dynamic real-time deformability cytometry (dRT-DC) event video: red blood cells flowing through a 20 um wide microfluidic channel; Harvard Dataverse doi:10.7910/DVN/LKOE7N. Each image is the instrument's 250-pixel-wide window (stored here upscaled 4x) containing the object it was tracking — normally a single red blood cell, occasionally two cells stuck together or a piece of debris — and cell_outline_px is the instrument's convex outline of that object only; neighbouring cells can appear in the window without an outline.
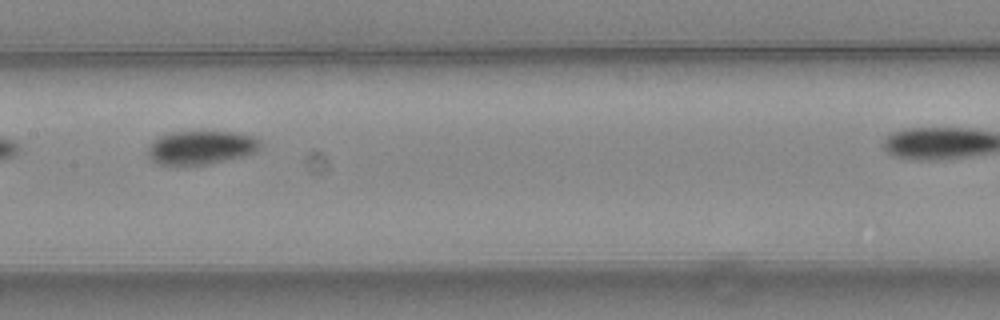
{"species": "common noctule bat (a hibernating species)", "species_latin": "Nyctalus noctula", "temperature_condition": "warm", "stored_images_in_passage": 9, "camera_frame_rate_fps": 3000, "um_per_image_px": 0.085, "animal": {"sex": "female", "body_mass_g": 24.6, "forearm_length_mm": 56.2}, "frame": {"image": 1, "passage_image": 7, "time_ms": 2.0, "image_size_px": [1000, 320], "cell_outline_px": [[260, 148], [256, 152], [248, 156], [208, 164], [156, 164], [148, 156], [148, 144], [160, 136], [172, 132], [236, 132], [252, 136], [260, 140]], "centroid_in_image_um": [17.11, 12.54], "position_along_channel_um": 190.3, "area_um2": 22.08}}
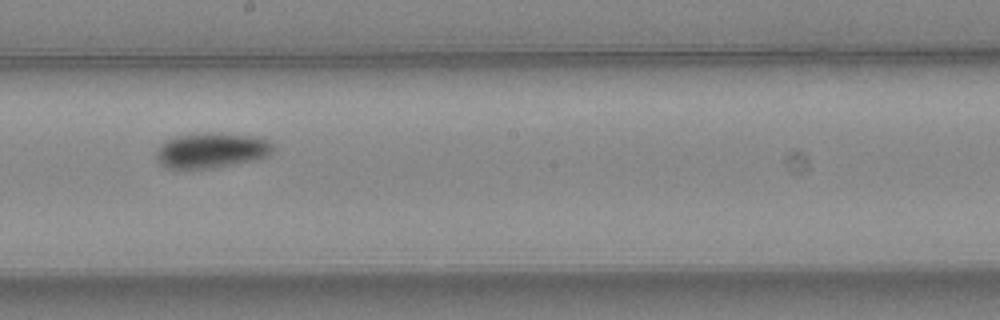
{"frame": {"image": 2, "passage_image": 9, "time_ms": 2.667, "image_size_px": [1000, 320], "cell_outline_px": [[276, 148], [268, 156], [256, 160], [212, 168], [164, 168], [156, 160], [156, 152], [160, 144], [176, 136], [208, 132], [256, 136], [268, 140]], "centroid_in_image_um": [17.99, 12.78], "position_along_channel_um": 230.2, "area_um2": 24.16}}